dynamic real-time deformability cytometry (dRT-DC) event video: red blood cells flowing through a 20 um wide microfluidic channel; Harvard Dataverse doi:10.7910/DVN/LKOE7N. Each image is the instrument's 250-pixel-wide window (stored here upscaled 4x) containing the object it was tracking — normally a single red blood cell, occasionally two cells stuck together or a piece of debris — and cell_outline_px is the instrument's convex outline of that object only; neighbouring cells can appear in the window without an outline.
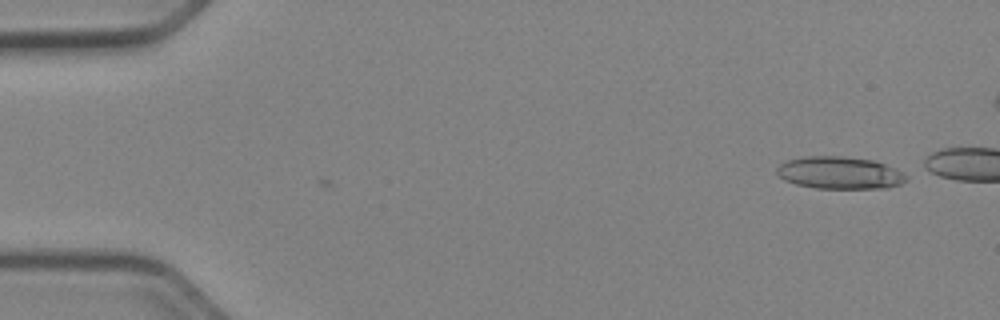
{"species": "Egyptian fruit bat (a non-hibernating species)", "species_latin": "Rousettus aegyptiacus", "temperature_condition": "cold", "stored_images_in_passage": 12, "camera_frame_rate_fps": 3000, "um_per_image_px": 0.085, "animal": {"sex": "female"}, "frame": {"image": 1, "passage_image": 1, "time_ms": 0.0, "image_size_px": [1000, 320], "cell_outline_px": [[908, 180], [900, 184], [888, 188], [816, 188], [796, 184], [784, 180], [776, 172], [776, 168], [780, 164], [788, 160], [804, 156], [844, 156], [872, 160], [896, 168], [904, 172], [908, 176]], "centroid_in_image_um": [71.4, 14.69], "position_along_channel_um": 13.6, "area_um2": 24.51}}